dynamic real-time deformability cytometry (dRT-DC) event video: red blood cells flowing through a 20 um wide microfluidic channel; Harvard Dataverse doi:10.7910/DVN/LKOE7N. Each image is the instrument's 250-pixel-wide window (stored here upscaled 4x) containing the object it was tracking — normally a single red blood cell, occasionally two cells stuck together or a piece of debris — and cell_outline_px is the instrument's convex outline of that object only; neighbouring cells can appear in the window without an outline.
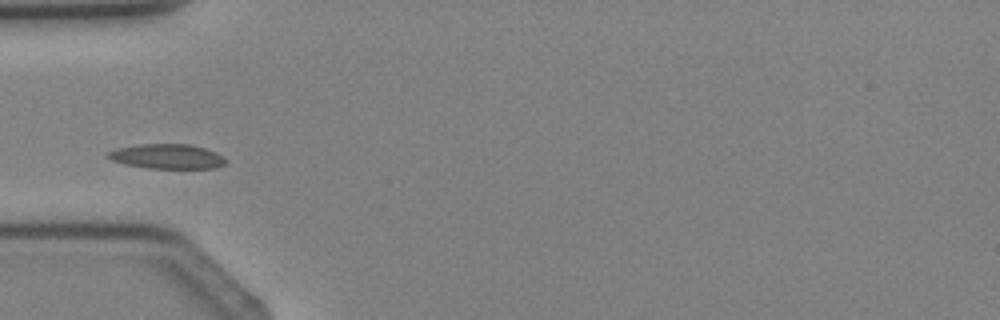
{"species": "Egyptian fruit bat (a non-hibernating species)", "species_latin": "Rousettus aegyptiacus", "temperature_condition": "cold", "stored_images_in_passage": 4, "camera_frame_rate_fps": 3000, "um_per_image_px": 0.085, "animal": {"sex": "female"}, "frame": {"image": 1, "passage_image": 4, "time_ms": 3.667, "image_size_px": [1000, 320], "cell_outline_px": [[228, 160], [224, 164], [216, 168], [148, 168], [124, 164], [112, 160], [108, 156], [108, 152], [116, 148], [140, 144], [188, 144], [204, 148], [216, 152], [224, 156]], "centroid_in_image_um": [14.24, 13.29], "position_along_channel_um": 70.8, "area_um2": 16.94}}